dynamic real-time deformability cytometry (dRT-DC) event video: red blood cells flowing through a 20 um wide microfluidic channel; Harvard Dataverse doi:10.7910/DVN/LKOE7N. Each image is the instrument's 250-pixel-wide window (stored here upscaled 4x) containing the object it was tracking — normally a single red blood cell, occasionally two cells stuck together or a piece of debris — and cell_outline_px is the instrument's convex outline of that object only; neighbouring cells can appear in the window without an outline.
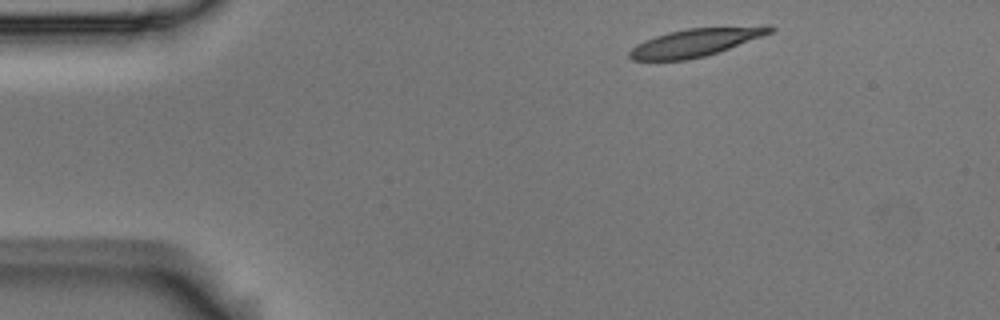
{"species": "Egyptian fruit bat (a non-hibernating species)", "species_latin": "Rousettus aegyptiacus", "temperature_condition": "room temperature", "stored_images_in_passage": 4, "segment_of_instrument_passage": [1, 2], "camera_frame_rate_fps": 3000, "um_per_image_px": 0.085, "animal": {"sex": "male"}, "frame": {"image": 1, "passage_image": 1, "time_ms": 0.0, "image_size_px": [1000, 320], "cell_outline_px": [[776, 28], [772, 32], [764, 36], [704, 56], [688, 60], [632, 60], [628, 56], [628, 52], [636, 44], [644, 40], [668, 32], [688, 28], [768, 24], [772, 24]], "centroid_in_image_um": [59.19, 3.57], "position_along_channel_um": 25.8, "area_um2": 23.18}}